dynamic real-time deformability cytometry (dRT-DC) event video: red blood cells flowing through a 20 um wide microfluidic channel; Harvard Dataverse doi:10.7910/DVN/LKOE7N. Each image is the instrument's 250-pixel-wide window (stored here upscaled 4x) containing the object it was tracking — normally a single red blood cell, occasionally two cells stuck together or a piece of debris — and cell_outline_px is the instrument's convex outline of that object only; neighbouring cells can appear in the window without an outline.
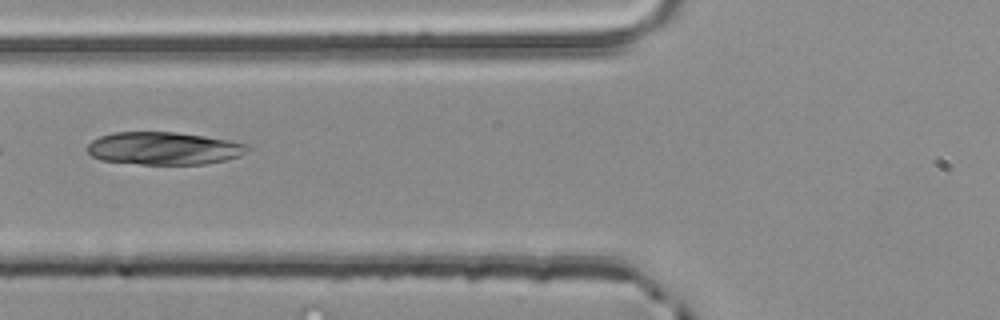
{"species": "common noctule bat (a hibernating species)", "species_latin": "Nyctalus noctula", "temperature_condition": "room temperature", "stored_images_in_passage": 4, "camera_frame_rate_fps": 3000, "um_per_image_px": 0.085, "animal": {"sex": "male", "body_mass_g": 20.4}, "frame": {"image": 1, "passage_image": 4, "time_ms": 1.0, "image_size_px": [1000, 320], "cell_outline_px": [[252, 148], [248, 152], [240, 156], [224, 160], [204, 164], [140, 164], [100, 160], [92, 156], [88, 152], [88, 144], [92, 140], [100, 136], [112, 132], [176, 132], [204, 136], [228, 140], [248, 144]], "centroid_in_image_um": [13.95, 12.61], "position_along_channel_um": 111.9, "area_um2": 30.63}}